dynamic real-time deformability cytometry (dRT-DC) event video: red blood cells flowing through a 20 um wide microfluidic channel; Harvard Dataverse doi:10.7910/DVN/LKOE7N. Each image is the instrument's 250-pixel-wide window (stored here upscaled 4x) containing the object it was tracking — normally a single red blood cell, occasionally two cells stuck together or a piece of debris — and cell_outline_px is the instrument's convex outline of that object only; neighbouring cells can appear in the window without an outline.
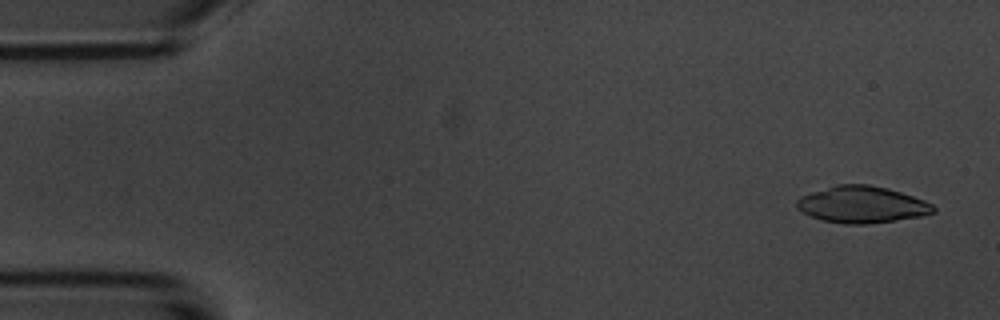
{"species": "common noctule bat (a hibernating species)", "species_latin": "Nyctalus noctula", "temperature_condition": "room temperature", "stored_images_in_passage": 5, "camera_frame_rate_fps": 3000, "um_per_image_px": 0.085, "animal": {"sex": "male", "body_mass_g": 20.1, "forearm_length_mm": 53.5}, "frame": {"image": 1, "passage_image": 1, "time_ms": 0.0, "image_size_px": [1000, 320], "cell_outline_px": [[936, 212], [920, 216], [868, 224], [844, 224], [824, 220], [812, 216], [796, 208], [796, 200], [800, 196], [836, 184], [868, 184], [888, 188], [924, 200], [932, 204], [936, 208]], "centroid_in_image_um": [73.26, 17.38], "position_along_channel_um": 11.7, "area_um2": 29.07}}